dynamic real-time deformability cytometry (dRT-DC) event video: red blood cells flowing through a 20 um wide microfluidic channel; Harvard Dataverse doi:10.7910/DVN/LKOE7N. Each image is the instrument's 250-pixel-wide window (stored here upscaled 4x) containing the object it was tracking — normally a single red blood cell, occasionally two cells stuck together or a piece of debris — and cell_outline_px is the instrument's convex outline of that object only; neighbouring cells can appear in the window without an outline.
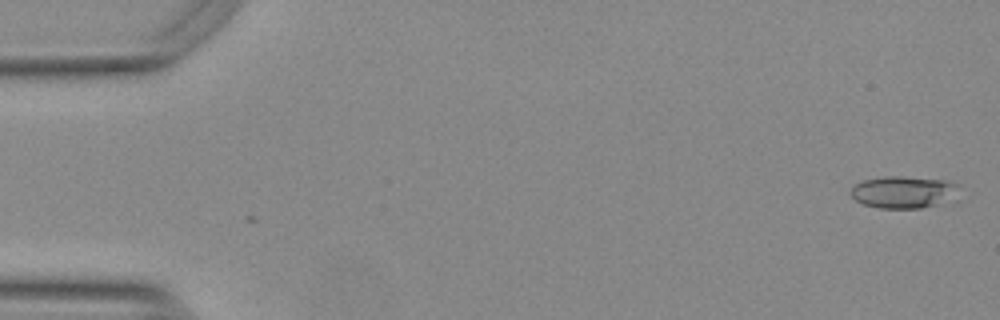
{"species": "Egyptian fruit bat (a non-hibernating species)", "species_latin": "Rousettus aegyptiacus", "temperature_condition": "warm", "stored_images_in_passage": 2, "camera_frame_rate_fps": 3000, "um_per_image_px": 0.085, "animal": {"sex": "female"}, "frame": {"image": 1, "passage_image": 2, "time_ms": 0.333, "image_size_px": [1000, 320], "cell_outline_px": [[960, 200], [920, 208], [880, 208], [864, 204], [856, 200], [852, 196], [852, 188], [856, 184], [864, 180], [884, 176], [900, 176], [940, 180], [952, 184]], "centroid_in_image_um": [76.81, 16.35], "position_along_channel_um": 8.2, "area_um2": 20.0}}